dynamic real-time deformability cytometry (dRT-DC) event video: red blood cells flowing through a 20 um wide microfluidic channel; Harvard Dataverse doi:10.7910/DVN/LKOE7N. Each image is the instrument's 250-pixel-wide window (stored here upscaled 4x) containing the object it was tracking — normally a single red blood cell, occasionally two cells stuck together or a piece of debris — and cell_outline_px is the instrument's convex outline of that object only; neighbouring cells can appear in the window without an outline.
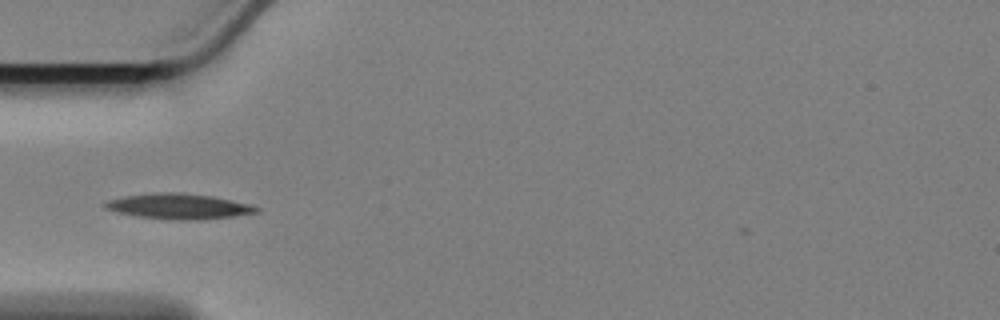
{"species": "Egyptian fruit bat (a non-hibernating species)", "species_latin": "Rousettus aegyptiacus", "temperature_condition": "cold", "stored_images_in_passage": 41, "camera_frame_rate_fps": 3000, "um_per_image_px": 0.085, "animal": {"sex": "female"}, "frame": {"image": 1, "passage_image": 1, "time_ms": 0.0, "image_size_px": [1000, 320], "cell_outline_px": [[260, 212], [232, 216], [200, 220], [168, 220], [136, 216], [116, 212], [104, 208], [104, 204], [108, 200], [124, 196], [156, 192], [172, 192], [212, 196], [248, 204], [260, 208]], "centroid_in_image_um": [15.16, 17.55], "position_along_channel_um": 69.8, "area_um2": 22.37}}
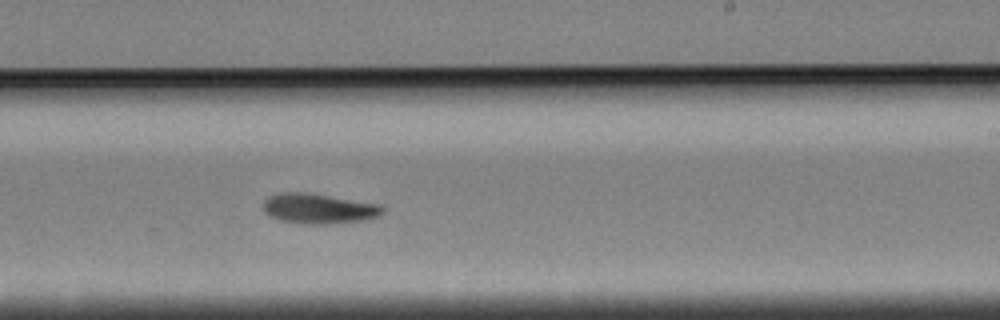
{"frame": {"image": 2, "passage_image": 18, "time_ms": 5.667, "image_size_px": [1000, 320], "cell_outline_px": [[384, 212], [380, 216], [364, 220], [332, 224], [296, 224], [280, 220], [268, 216], [264, 212], [264, 200], [268, 196], [280, 192], [304, 192], [380, 204], [384, 208]], "centroid_in_image_um": [27.07, 17.74], "position_along_channel_um": 261.9, "area_um2": 21.21}}
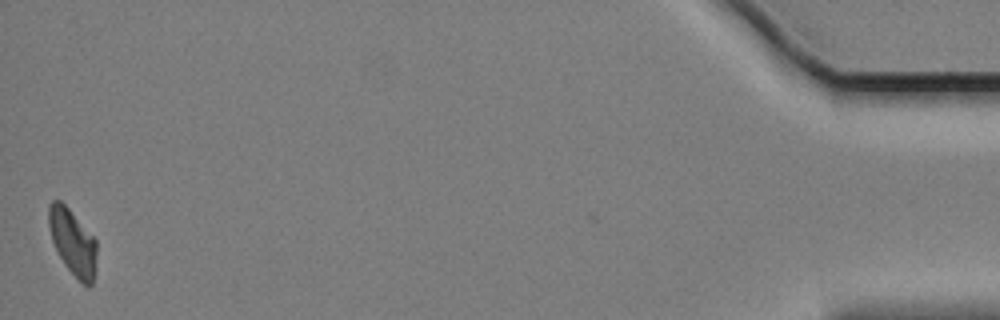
{"frame": {"image": 3, "passage_image": 41, "time_ms": 13.333, "image_size_px": [1000, 320], "cell_outline_px": [[96, 272], [92, 284], [88, 288], [64, 264], [52, 240], [48, 224], [48, 204], [52, 200], [60, 200], [68, 208], [96, 240]], "centroid_in_image_um": [6.18, 20.58], "position_along_channel_um": 429.0, "area_um2": 18.21}, "authors_computed_cell_mechanics": {"area_um2": 20.1722, "velocity_mm_per_s": 3.3796, "shape_relaxation_time_tau1_ms": 7.8655, "shape_relaxation_time_tau2_ms": null, "deformation_change_tau1": 0.1802, "deformation_change_tau2": null}}